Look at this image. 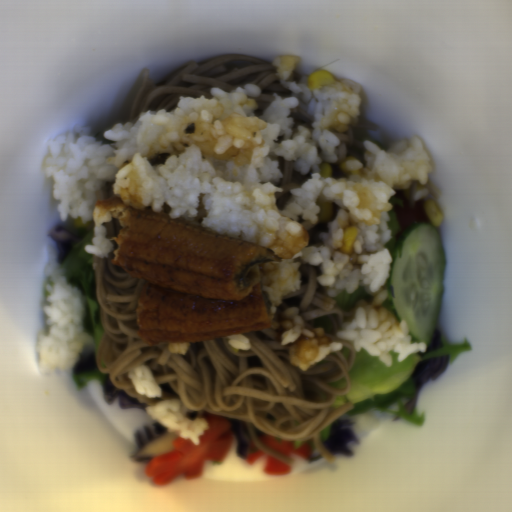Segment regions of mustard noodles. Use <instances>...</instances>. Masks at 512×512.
<instances>
[{"instance_id":"1","label":"mustard noodles","mask_w":512,"mask_h":512,"mask_svg":"<svg viewBox=\"0 0 512 512\" xmlns=\"http://www.w3.org/2000/svg\"><path fill=\"white\" fill-rule=\"evenodd\" d=\"M104 229L112 248L106 257L92 253L103 329L95 363L114 387L147 407L165 399H180L190 421L202 419L203 412L238 418L261 452L289 466L294 459L261 444L256 429L285 442L313 441L327 462H335L322 445L320 433L354 408L351 402L338 408L332 404L350 391L349 373L357 351L336 332L354 319L356 307L344 309L334 296L326 295L318 281L322 269L301 264L299 290L285 296L279 306L283 312L298 308L308 327L320 328L341 346L308 371L291 364L288 348L269 327L243 333L250 341L249 349H235L225 337L150 346L139 336L137 321L144 282L113 264L120 221L113 217ZM143 364L163 389V398L135 393L127 371Z\"/></svg>"},{"instance_id":"2","label":"mustard noodles","mask_w":512,"mask_h":512,"mask_svg":"<svg viewBox=\"0 0 512 512\" xmlns=\"http://www.w3.org/2000/svg\"><path fill=\"white\" fill-rule=\"evenodd\" d=\"M150 69L143 73L141 86L134 98L129 122H137L148 110H164L177 107L181 96H205L211 98L212 88L220 87L232 92L236 87L258 84L261 94L255 102V115H262L277 93L288 98L291 90L280 81L273 62L245 54H226L212 57L201 63L190 61L164 85H155Z\"/></svg>"},{"instance_id":"3","label":"mustard noodles","mask_w":512,"mask_h":512,"mask_svg":"<svg viewBox=\"0 0 512 512\" xmlns=\"http://www.w3.org/2000/svg\"><path fill=\"white\" fill-rule=\"evenodd\" d=\"M379 126L366 119H359L352 124L346 131H335L334 136L338 139V145L335 149L337 156L336 162H324L321 164L320 173L322 177H332L339 179L345 176L342 166L344 161L354 156L359 159H364L365 149L364 142L361 140L360 131H377Z\"/></svg>"},{"instance_id":"4","label":"mustard noodles","mask_w":512,"mask_h":512,"mask_svg":"<svg viewBox=\"0 0 512 512\" xmlns=\"http://www.w3.org/2000/svg\"><path fill=\"white\" fill-rule=\"evenodd\" d=\"M294 165L293 160L282 156L277 157V167L282 174L278 184L282 191L275 192L274 198L280 210L288 206L291 199L290 190L299 188L311 178L310 173H300L295 169Z\"/></svg>"},{"instance_id":"5","label":"mustard noodles","mask_w":512,"mask_h":512,"mask_svg":"<svg viewBox=\"0 0 512 512\" xmlns=\"http://www.w3.org/2000/svg\"><path fill=\"white\" fill-rule=\"evenodd\" d=\"M288 118L293 119V126L291 130H297L299 126H304L305 128H310L314 122L313 115L306 112L301 106H296L295 108H291Z\"/></svg>"}]
</instances>
